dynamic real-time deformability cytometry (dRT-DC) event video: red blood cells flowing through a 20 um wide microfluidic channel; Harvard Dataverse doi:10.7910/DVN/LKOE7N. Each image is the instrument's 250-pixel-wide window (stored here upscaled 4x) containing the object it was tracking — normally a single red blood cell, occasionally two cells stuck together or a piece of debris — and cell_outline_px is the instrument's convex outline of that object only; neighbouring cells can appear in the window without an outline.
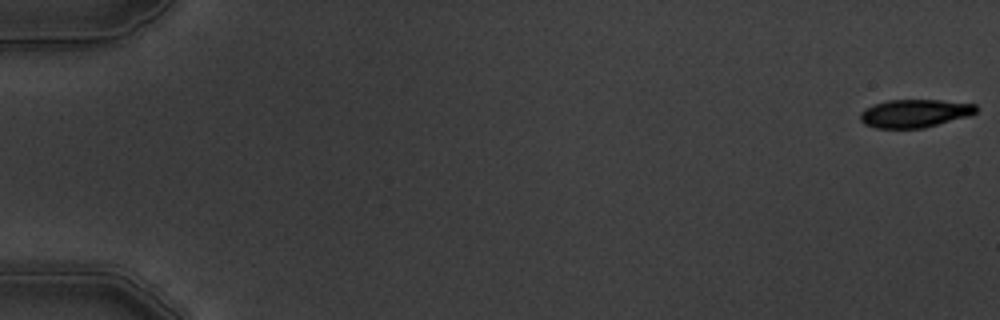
{"species": "common noctule bat (a hibernating species)", "species_latin": "Nyctalus noctula", "temperature_condition": "warm", "stored_images_in_passage": 6, "camera_frame_rate_fps": 3000, "um_per_image_px": 0.085, "animal": {"sex": "male", "body_mass_g": 19.5, "forearm_length_mm": 54.6}, "frame": {"image": 1, "passage_image": 1, "time_ms": 0.0, "image_size_px": [1000, 320], "cell_outline_px": [[976, 112], [968, 116], [924, 128], [876, 128], [864, 124], [860, 120], [860, 112], [864, 108], [872, 104], [888, 100], [940, 100], [976, 104]], "centroid_in_image_um": [77.7, 9.63], "position_along_channel_um": 7.3, "area_um2": 19.02}}
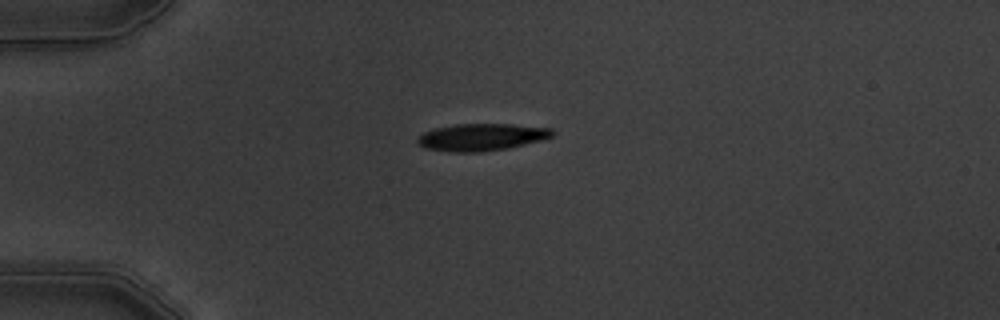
{"frame": {"image": 2, "passage_image": 5, "time_ms": 4.667, "image_size_px": [1000, 320], "cell_outline_px": [[556, 132], [552, 136], [540, 140], [508, 148], [480, 152], [456, 152], [424, 148], [416, 140], [424, 132], [436, 128], [456, 124], [512, 124], [552, 128]], "centroid_in_image_um": [40.95, 11.65], "position_along_channel_um": 44.0, "area_um2": 21.15}}